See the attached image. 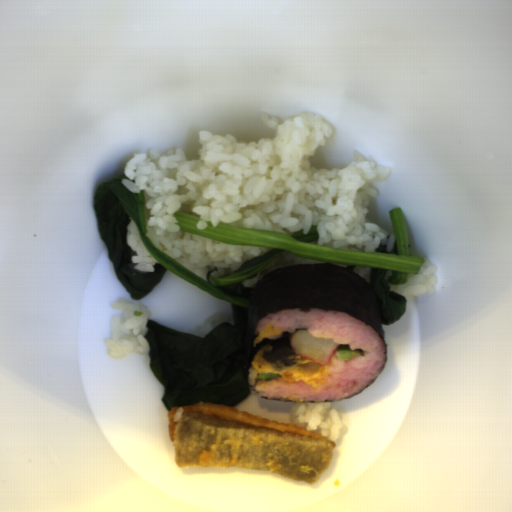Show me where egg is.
I'll list each match as a JSON object with an SVG mask.
<instances>
[{"label": "egg", "instance_id": "1", "mask_svg": "<svg viewBox=\"0 0 512 512\" xmlns=\"http://www.w3.org/2000/svg\"><path fill=\"white\" fill-rule=\"evenodd\" d=\"M326 367V364L321 365L318 372L312 375L305 374L298 366L288 368L282 373H280V378L286 381L287 383L302 381L303 383L315 388L319 387L324 383V378L330 376L331 373L327 371Z\"/></svg>", "mask_w": 512, "mask_h": 512}, {"label": "egg", "instance_id": "2", "mask_svg": "<svg viewBox=\"0 0 512 512\" xmlns=\"http://www.w3.org/2000/svg\"><path fill=\"white\" fill-rule=\"evenodd\" d=\"M252 367H254L259 373L260 372H274L273 367L269 362H267L263 355L256 354L251 363Z\"/></svg>", "mask_w": 512, "mask_h": 512}, {"label": "egg", "instance_id": "3", "mask_svg": "<svg viewBox=\"0 0 512 512\" xmlns=\"http://www.w3.org/2000/svg\"><path fill=\"white\" fill-rule=\"evenodd\" d=\"M283 331L281 329H278L274 326H271V325H266V327L259 333V335L255 338V341L254 343H259L261 342L262 340L268 338V337H272V336H276V335H280Z\"/></svg>", "mask_w": 512, "mask_h": 512}]
</instances>
